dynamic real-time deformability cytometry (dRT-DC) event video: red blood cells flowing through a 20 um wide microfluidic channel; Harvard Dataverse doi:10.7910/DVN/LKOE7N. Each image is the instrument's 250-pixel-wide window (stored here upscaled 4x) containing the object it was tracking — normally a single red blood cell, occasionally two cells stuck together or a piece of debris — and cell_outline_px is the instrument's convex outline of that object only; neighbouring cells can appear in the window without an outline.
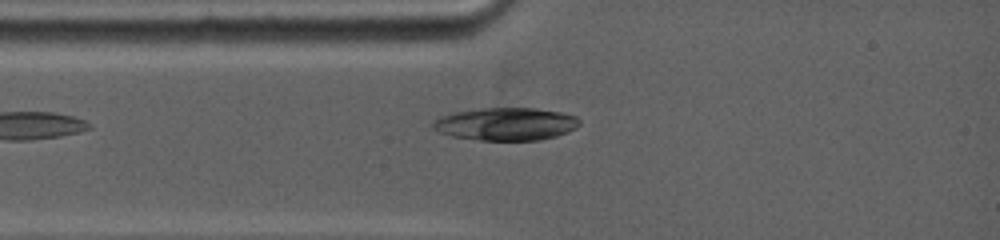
{"species": "common noctule bat (a hibernating species)", "species_latin": "Nyctalus noctula", "temperature_condition": "warm", "stored_images_in_passage": 3, "camera_frame_rate_fps": 5000, "um_per_image_px": 0.085, "animal": {"sex": "female", "body_mass_g": 19.0, "forearm_length_mm": 53.3}, "frame": {"image": 1, "passage_image": 3, "time_ms": 1.4, "image_size_px": [1000, 240], "cell_outline_px": [[580, 124], [576, 128], [568, 132], [556, 136], [540, 140], [480, 140], [452, 136], [440, 132], [432, 128], [432, 120], [440, 116], [456, 112], [484, 108], [536, 108], [560, 112], [576, 116], [580, 120]], "centroid_in_image_um": [43.01, 10.54], "position_along_channel_um": 42.0, "area_um2": 27.98}}